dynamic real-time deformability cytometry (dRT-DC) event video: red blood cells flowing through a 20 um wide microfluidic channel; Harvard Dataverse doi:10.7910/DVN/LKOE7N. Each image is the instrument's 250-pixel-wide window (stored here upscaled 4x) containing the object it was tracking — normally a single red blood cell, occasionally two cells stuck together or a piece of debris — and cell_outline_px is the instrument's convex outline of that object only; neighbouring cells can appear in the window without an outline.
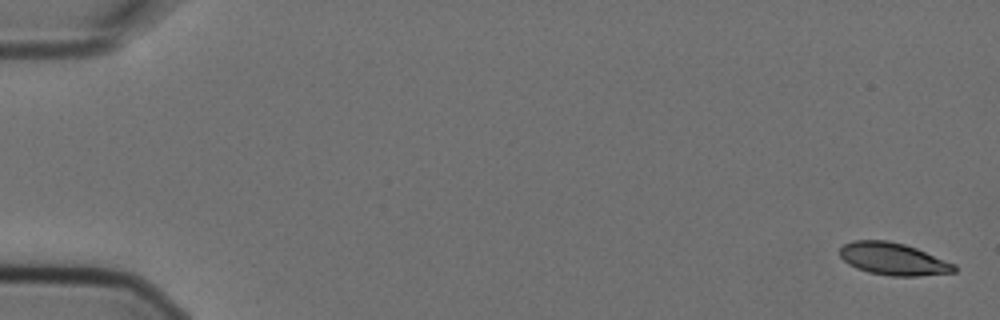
{"species": "Egyptian fruit bat (a non-hibernating species)", "species_latin": "Rousettus aegyptiacus", "temperature_condition": "cold", "stored_images_in_passage": 10, "camera_frame_rate_fps": 3000, "um_per_image_px": 0.085, "animal": {"sex": "female"}, "frame": {"image": 1, "passage_image": 1, "time_ms": 0.0, "image_size_px": [1000, 320], "cell_outline_px": [[956, 272], [920, 276], [892, 276], [868, 272], [856, 268], [848, 264], [840, 256], [840, 248], [844, 244], [852, 240], [888, 240], [904, 244], [916, 248], [956, 264]], "centroid_in_image_um": [75.93, 22.01], "position_along_channel_um": 9.1, "area_um2": 21.62}}
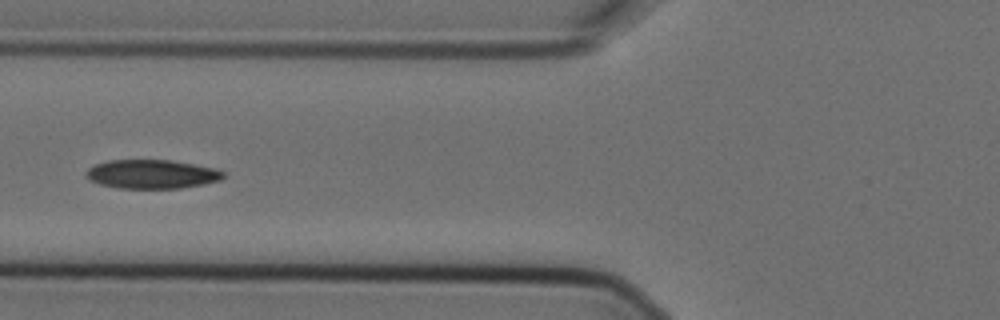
{"frame": {"image": 2, "passage_image": 6, "time_ms": 1.667, "image_size_px": [1000, 320], "cell_outline_px": [[224, 176], [220, 180], [204, 184], [180, 188], [120, 188], [100, 184], [88, 180], [84, 172], [92, 164], [108, 160], [172, 160], [216, 168], [224, 172]], "centroid_in_image_um": [12.87, 14.79], "position_along_channel_um": 112.9, "area_um2": 23.29}}
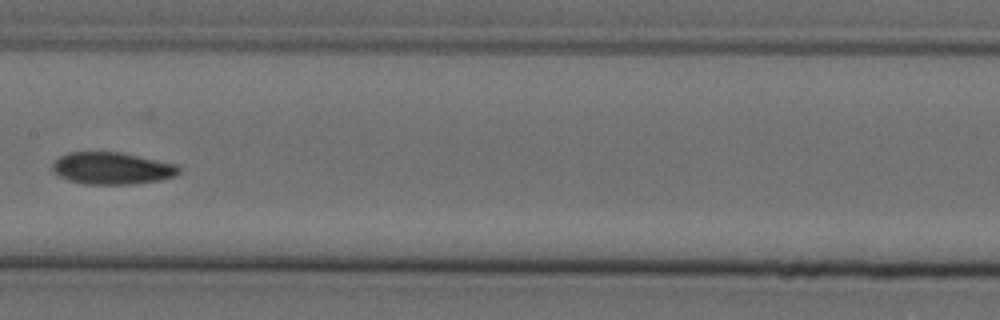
{"frame": {"image": 3, "passage_image": 8, "time_ms": 2.333, "image_size_px": [1000, 320], "cell_outline_px": [[180, 172], [176, 176], [160, 180], [132, 184], [84, 184], [68, 180], [60, 176], [52, 168], [52, 164], [60, 156], [68, 152], [120, 152], [180, 164]], "centroid_in_image_um": [9.58, 14.3], "position_along_channel_um": 197.8, "area_um2": 23.76}}